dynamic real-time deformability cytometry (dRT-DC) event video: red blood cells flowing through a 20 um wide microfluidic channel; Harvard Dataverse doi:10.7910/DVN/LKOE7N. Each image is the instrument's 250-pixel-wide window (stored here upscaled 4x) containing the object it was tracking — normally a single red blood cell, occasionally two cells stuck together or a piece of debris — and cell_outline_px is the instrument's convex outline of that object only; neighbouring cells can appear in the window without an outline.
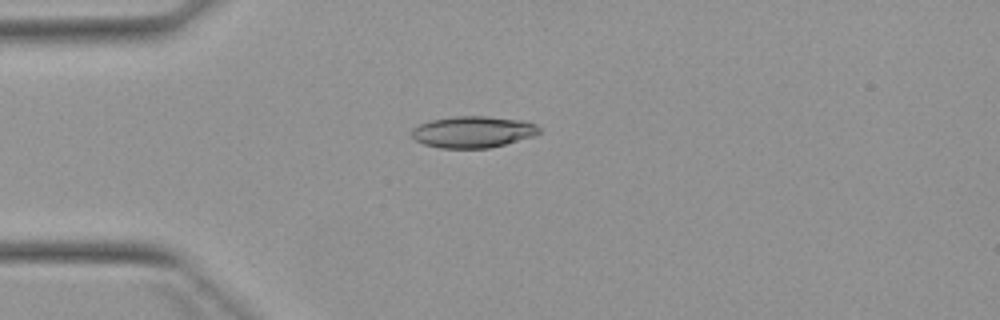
{"species": "Egyptian fruit bat (a non-hibernating species)", "species_latin": "Rousettus aegyptiacus", "temperature_condition": "warm", "stored_images_in_passage": 2, "camera_frame_rate_fps": 3000, "um_per_image_px": 0.085, "animal": {"sex": "female"}, "frame": {"image": 1, "passage_image": 1, "time_ms": 0.0, "image_size_px": [1000, 320], "cell_outline_px": [[540, 132], [536, 136], [488, 148], [440, 148], [424, 144], [416, 140], [412, 136], [412, 128], [420, 124], [432, 120], [452, 116], [488, 116], [524, 120], [536, 124], [540, 128]], "centroid_in_image_um": [40.24, 11.2], "position_along_channel_um": 44.8, "area_um2": 23.52}}
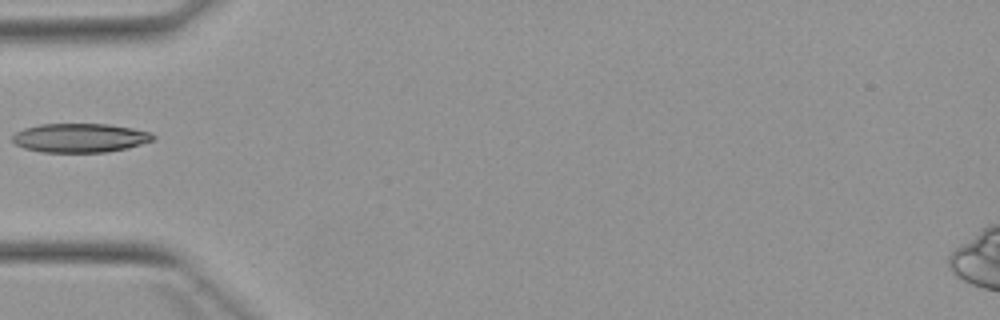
{"frame": {"image": 2, "passage_image": 2, "time_ms": 1.333, "image_size_px": [1000, 320], "cell_outline_px": [[156, 136], [152, 140], [128, 148], [104, 152], [40, 152], [24, 148], [16, 144], [12, 140], [12, 136], [16, 132], [24, 128], [40, 124], [108, 124], [132, 128], [152, 132]], "centroid_in_image_um": [6.8, 11.71], "position_along_channel_um": 78.2, "area_um2": 23.76}}